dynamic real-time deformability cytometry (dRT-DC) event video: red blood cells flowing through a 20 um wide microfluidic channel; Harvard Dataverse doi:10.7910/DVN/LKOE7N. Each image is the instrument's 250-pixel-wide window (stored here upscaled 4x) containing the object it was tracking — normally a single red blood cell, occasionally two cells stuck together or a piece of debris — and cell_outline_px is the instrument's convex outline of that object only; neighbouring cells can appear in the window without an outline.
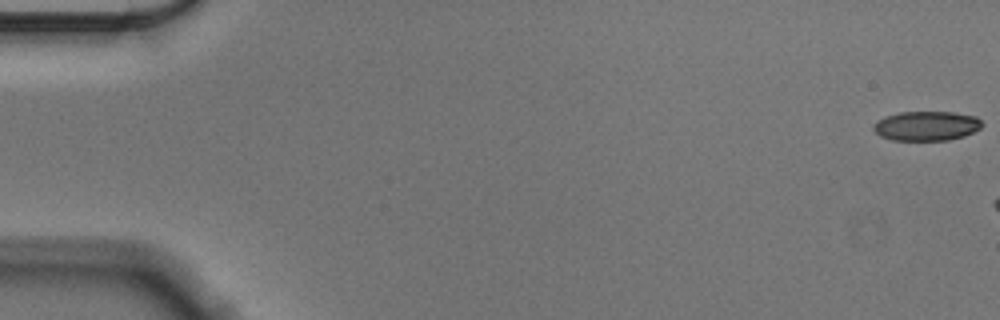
{"species": "Egyptian fruit bat (a non-hibernating species)", "species_latin": "Rousettus aegyptiacus", "temperature_condition": "cold", "stored_images_in_passage": 7, "camera_frame_rate_fps": 3000, "um_per_image_px": 0.085, "animal": {"sex": "male"}, "frame": {"image": 1, "passage_image": 1, "time_ms": 0.0, "image_size_px": [1000, 320], "cell_outline_px": [[984, 124], [980, 128], [964, 136], [948, 140], [892, 140], [880, 136], [872, 128], [872, 124], [884, 116], [900, 112], [952, 112], [976, 116]], "centroid_in_image_um": [78.73, 10.7], "position_along_channel_um": 6.3, "area_um2": 18.73}}